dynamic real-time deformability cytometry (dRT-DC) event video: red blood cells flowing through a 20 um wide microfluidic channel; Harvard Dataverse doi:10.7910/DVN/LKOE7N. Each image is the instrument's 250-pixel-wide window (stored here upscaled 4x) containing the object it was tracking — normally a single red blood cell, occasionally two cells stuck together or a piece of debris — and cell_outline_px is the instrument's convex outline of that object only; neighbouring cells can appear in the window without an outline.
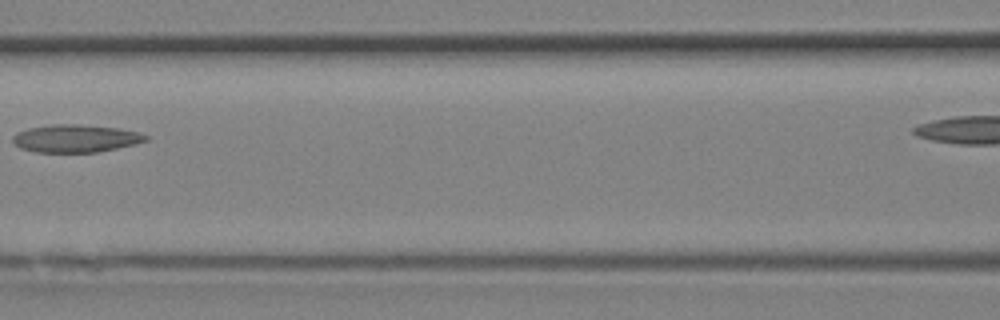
{"species": "Egyptian fruit bat (a non-hibernating species)", "species_latin": "Rousettus aegyptiacus", "temperature_condition": "room temperature", "stored_images_in_passage": 18, "camera_frame_rate_fps": 3000, "um_per_image_px": 0.085, "animal": {"sex": "female"}, "frame": {"image": 1, "passage_image": 5, "time_ms": 1.333, "image_size_px": [1000, 320], "cell_outline_px": [[148, 140], [136, 144], [96, 152], [36, 152], [20, 148], [12, 140], [12, 136], [16, 132], [28, 128], [52, 124], [76, 124], [120, 128], [140, 132], [148, 136]], "centroid_in_image_um": [6.43, 11.76], "position_along_channel_um": 160.2, "area_um2": 21.56}}
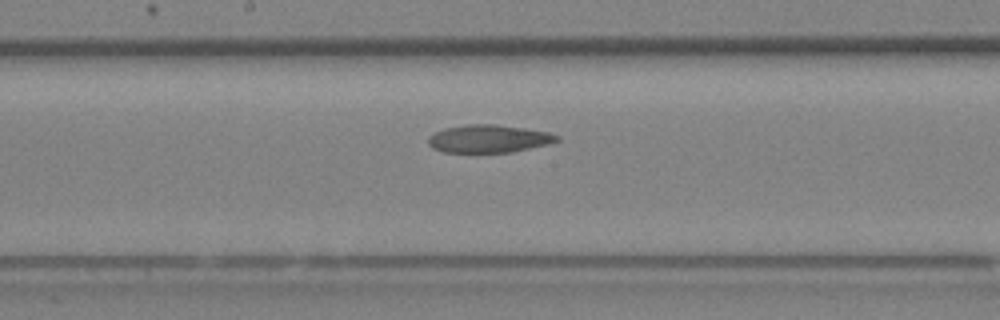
{"frame": {"image": 2, "passage_image": 7, "time_ms": 2.0, "image_size_px": [1000, 320], "cell_outline_px": [[560, 140], [548, 144], [512, 152], [440, 152], [432, 148], [428, 144], [428, 136], [444, 128], [464, 124], [492, 124], [524, 128], [548, 132], [560, 136]], "centroid_in_image_um": [41.51, 11.79], "position_along_channel_um": 206.7, "area_um2": 20.92}}